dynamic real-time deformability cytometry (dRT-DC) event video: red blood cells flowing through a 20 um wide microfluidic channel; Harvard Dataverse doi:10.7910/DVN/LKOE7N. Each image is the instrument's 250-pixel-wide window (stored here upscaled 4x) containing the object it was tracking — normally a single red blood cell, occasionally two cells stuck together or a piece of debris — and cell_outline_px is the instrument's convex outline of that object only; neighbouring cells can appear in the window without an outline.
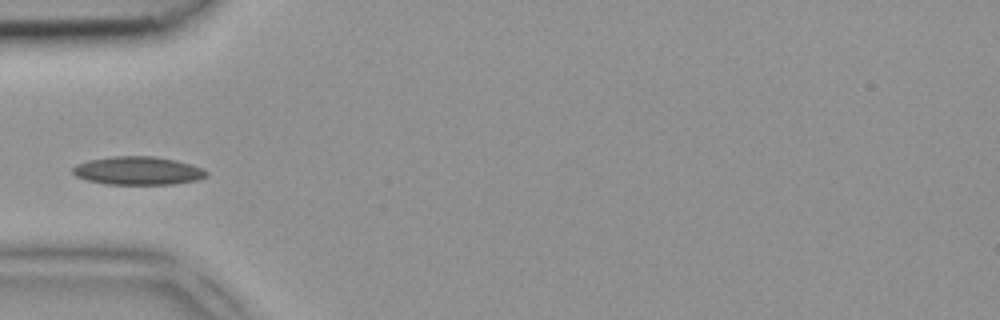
{"species": "common noctule bat (a hibernating species)", "species_latin": "Nyctalus noctula", "temperature_condition": "room temperature", "stored_images_in_passage": 4, "camera_frame_rate_fps": 3000, "um_per_image_px": 0.085, "animal": {"sex": "female", "body_mass_g": 18.4}, "frame": {"image": 1, "passage_image": 4, "time_ms": 1.0, "image_size_px": [1000, 320], "cell_outline_px": [[208, 176], [196, 180], [176, 184], [104, 184], [88, 180], [76, 176], [72, 172], [72, 168], [76, 164], [88, 160], [112, 156], [156, 156], [176, 160], [192, 164], [204, 168], [208, 172]], "centroid_in_image_um": [11.75, 14.5], "position_along_channel_um": 73.2, "area_um2": 22.25}}